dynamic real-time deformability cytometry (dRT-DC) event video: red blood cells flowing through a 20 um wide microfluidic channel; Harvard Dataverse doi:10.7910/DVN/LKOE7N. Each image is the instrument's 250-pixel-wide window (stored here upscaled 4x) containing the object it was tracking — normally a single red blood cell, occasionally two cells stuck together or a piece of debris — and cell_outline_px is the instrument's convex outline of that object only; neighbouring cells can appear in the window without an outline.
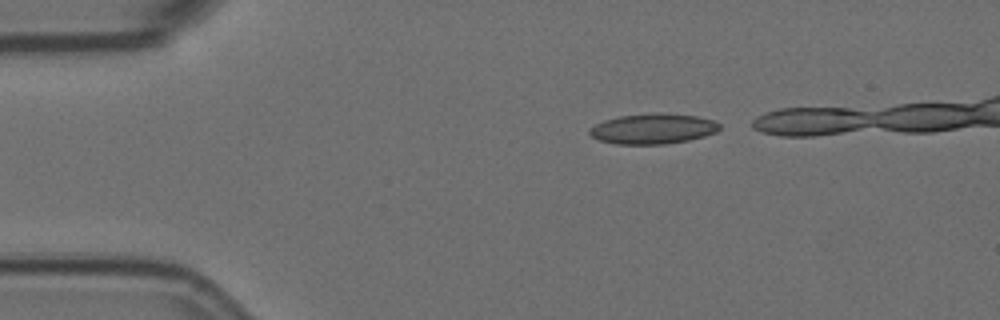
{"species": "Egyptian fruit bat (a non-hibernating species)", "species_latin": "Rousettus aegyptiacus", "temperature_condition": "room temperature", "stored_images_in_passage": 5, "camera_frame_rate_fps": 3000, "um_per_image_px": 0.085, "animal": {"sex": "female"}, "frame": {"image": 1, "passage_image": 1, "time_ms": 0.0, "image_size_px": [1000, 320], "cell_outline_px": [[720, 128], [716, 132], [704, 136], [688, 140], [664, 144], [616, 144], [600, 140], [592, 136], [588, 132], [596, 124], [604, 120], [620, 116], [696, 116], [712, 120], [720, 124]], "centroid_in_image_um": [55.49, 11.0], "position_along_channel_um": 29.5, "area_um2": 21.68}}
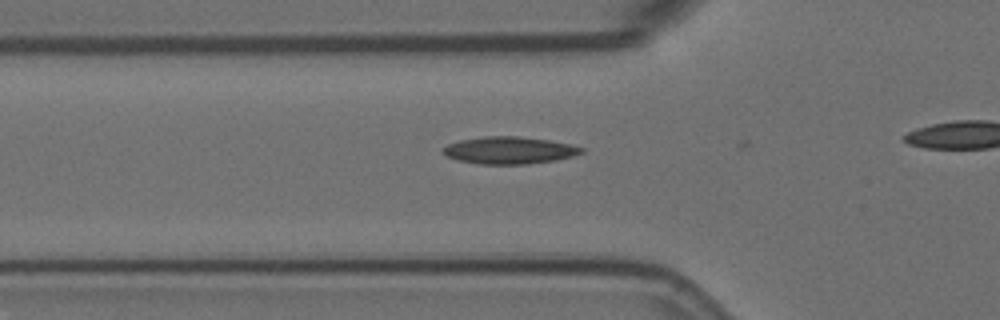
{"frame": {"image": 2, "passage_image": 5, "time_ms": 1.333, "image_size_px": [1000, 320], "cell_outline_px": [[584, 152], [572, 156], [556, 160], [528, 164], [476, 164], [460, 160], [448, 156], [440, 152], [440, 148], [448, 144], [460, 140], [484, 136], [516, 136], [548, 140], [568, 144], [584, 148]], "centroid_in_image_um": [43.25, 12.78], "position_along_channel_um": 82.5, "area_um2": 21.91}}